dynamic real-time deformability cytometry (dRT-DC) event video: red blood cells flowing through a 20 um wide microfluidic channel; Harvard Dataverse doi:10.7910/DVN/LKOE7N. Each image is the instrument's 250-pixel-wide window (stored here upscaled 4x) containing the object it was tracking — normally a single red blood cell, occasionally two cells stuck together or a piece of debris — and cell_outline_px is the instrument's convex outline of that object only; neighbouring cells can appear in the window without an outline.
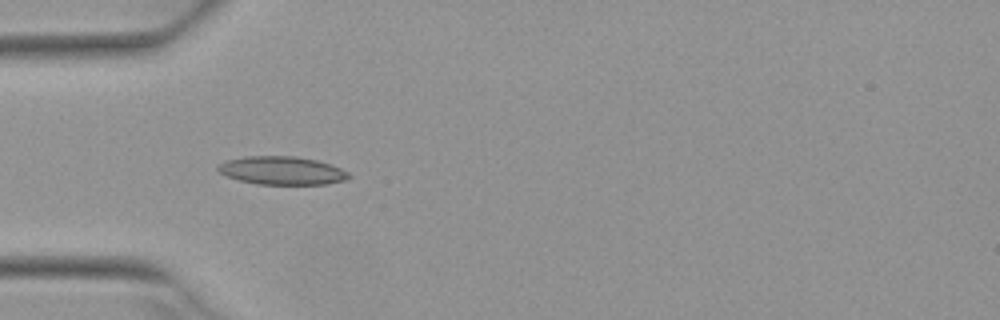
{"species": "Egyptian fruit bat (a non-hibernating species)", "species_latin": "Rousettus aegyptiacus", "temperature_condition": "warm", "stored_images_in_passage": 5, "camera_frame_rate_fps": 3000, "um_per_image_px": 0.085, "animal": {"sex": "female"}, "frame": {"image": 1, "passage_image": 4, "time_ms": 1.0, "image_size_px": [1000, 320], "cell_outline_px": [[352, 176], [348, 180], [328, 184], [256, 184], [240, 180], [228, 176], [220, 172], [216, 168], [216, 164], [224, 160], [248, 156], [296, 156], [316, 160], [340, 168], [348, 172]], "centroid_in_image_um": [23.96, 14.49], "position_along_channel_um": 61.0, "area_um2": 21.62}}
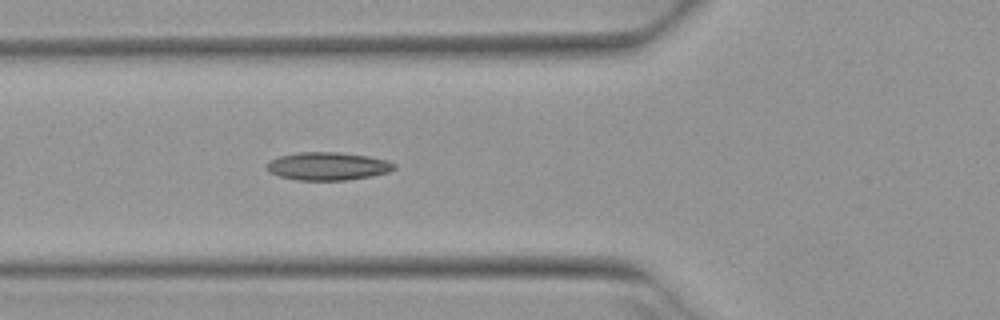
{"frame": {"image": 2, "passage_image": 5, "time_ms": 1.333, "image_size_px": [1000, 320], "cell_outline_px": [[396, 168], [388, 172], [372, 176], [344, 180], [296, 180], [280, 176], [268, 172], [268, 160], [280, 156], [296, 152], [340, 152], [368, 156], [388, 160], [396, 164]], "centroid_in_image_um": [27.87, 14.12], "position_along_channel_um": 97.9, "area_um2": 20.87}}